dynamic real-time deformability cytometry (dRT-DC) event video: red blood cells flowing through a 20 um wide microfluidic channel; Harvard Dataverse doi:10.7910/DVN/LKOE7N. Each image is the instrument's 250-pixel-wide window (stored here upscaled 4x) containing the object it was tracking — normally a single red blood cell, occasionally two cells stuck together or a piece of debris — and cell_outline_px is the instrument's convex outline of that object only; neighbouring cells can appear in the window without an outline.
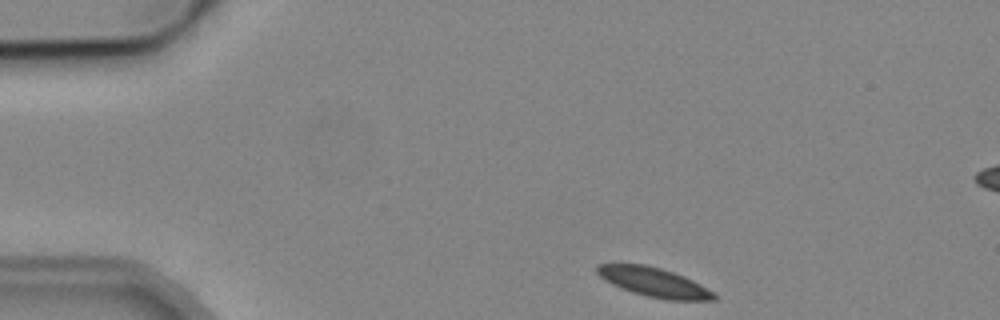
{"species": "common noctule bat (a hibernating species)", "species_latin": "Nyctalus noctula", "temperature_condition": "cold", "stored_images_in_passage": 4, "camera_frame_rate_fps": 3000, "um_per_image_px": 0.085, "animal": {"sex": "male", "body_mass_g": 19.2, "forearm_length_mm": 51.8}, "frame": {"image": 1, "passage_image": 1, "time_ms": 0.0, "image_size_px": [1000, 320], "cell_outline_px": [[720, 296], [716, 300], [668, 300], [648, 296], [632, 292], [612, 284], [604, 280], [596, 272], [596, 264], [644, 264], [660, 268], [684, 276], [700, 284]], "centroid_in_image_um": [55.6, 23.99], "position_along_channel_um": 29.4, "area_um2": 19.83}}